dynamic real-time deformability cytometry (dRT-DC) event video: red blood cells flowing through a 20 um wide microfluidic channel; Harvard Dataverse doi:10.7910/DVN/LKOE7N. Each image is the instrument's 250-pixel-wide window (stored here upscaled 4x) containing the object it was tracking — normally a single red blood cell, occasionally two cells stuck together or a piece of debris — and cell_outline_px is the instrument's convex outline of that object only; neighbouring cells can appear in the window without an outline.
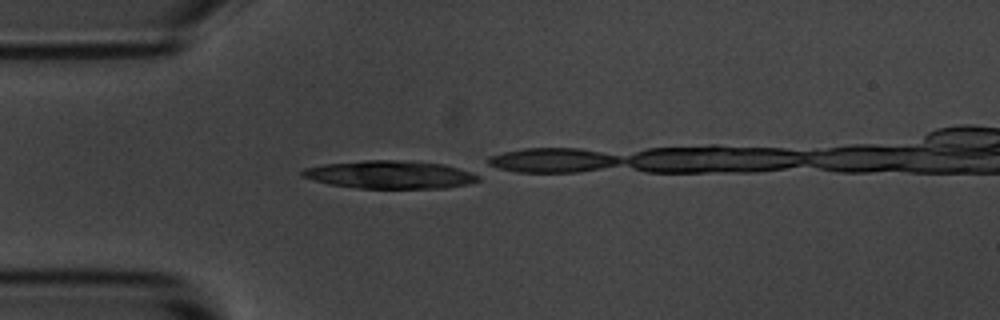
{"species": "common noctule bat (a hibernating species)", "species_latin": "Nyctalus noctula", "temperature_condition": "room temperature", "stored_images_in_passage": 3, "camera_frame_rate_fps": 3000, "um_per_image_px": 0.085, "animal": {"sex": "male", "body_mass_g": 20.1, "forearm_length_mm": 53.5}, "frame": {"image": 1, "passage_image": 1, "time_ms": 0.0, "image_size_px": [1000, 320], "cell_outline_px": [[480, 180], [468, 184], [444, 188], [360, 188], [328, 184], [300, 176], [300, 172], [304, 168], [324, 164], [364, 160], [396, 160], [444, 164], [480, 172]], "centroid_in_image_um": [33.22, 14.84], "position_along_channel_um": 51.8, "area_um2": 28.96}}